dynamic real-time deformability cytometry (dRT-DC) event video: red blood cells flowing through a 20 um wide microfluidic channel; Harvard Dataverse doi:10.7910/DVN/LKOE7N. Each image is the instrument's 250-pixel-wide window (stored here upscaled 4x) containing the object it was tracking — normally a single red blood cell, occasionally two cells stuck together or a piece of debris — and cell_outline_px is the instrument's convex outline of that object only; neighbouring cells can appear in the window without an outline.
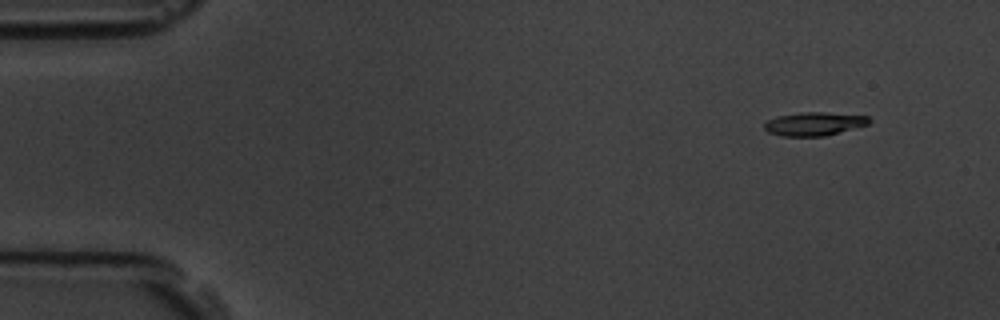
{"species": "common noctule bat (a hibernating species)", "species_latin": "Nyctalus noctula", "temperature_condition": "room temperature", "stored_images_in_passage": 6, "camera_frame_rate_fps": 3000, "um_per_image_px": 0.085, "animal": {"sex": "male", "body_mass_g": 19.5, "forearm_length_mm": 54.6}, "frame": {"image": 1, "passage_image": 2, "time_ms": 1.0, "image_size_px": [1000, 320], "cell_outline_px": [[872, 120], [868, 124], [824, 136], [784, 136], [768, 132], [764, 128], [764, 124], [768, 120], [776, 116], [804, 112], [824, 112], [868, 116]], "centroid_in_image_um": [69.19, 10.52], "position_along_channel_um": 15.8, "area_um2": 14.16}}
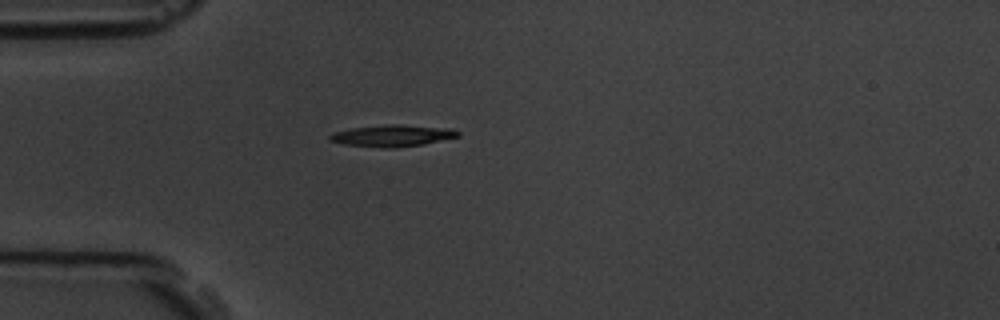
{"frame": {"image": 2, "passage_image": 5, "time_ms": 4.667, "image_size_px": [1000, 320], "cell_outline_px": [[460, 136], [424, 144], [396, 148], [384, 148], [344, 144], [328, 140], [328, 136], [332, 132], [352, 128], [384, 124], [400, 124], [452, 128], [460, 132]], "centroid_in_image_um": [33.36, 11.52], "position_along_channel_um": 51.6, "area_um2": 16.42}}